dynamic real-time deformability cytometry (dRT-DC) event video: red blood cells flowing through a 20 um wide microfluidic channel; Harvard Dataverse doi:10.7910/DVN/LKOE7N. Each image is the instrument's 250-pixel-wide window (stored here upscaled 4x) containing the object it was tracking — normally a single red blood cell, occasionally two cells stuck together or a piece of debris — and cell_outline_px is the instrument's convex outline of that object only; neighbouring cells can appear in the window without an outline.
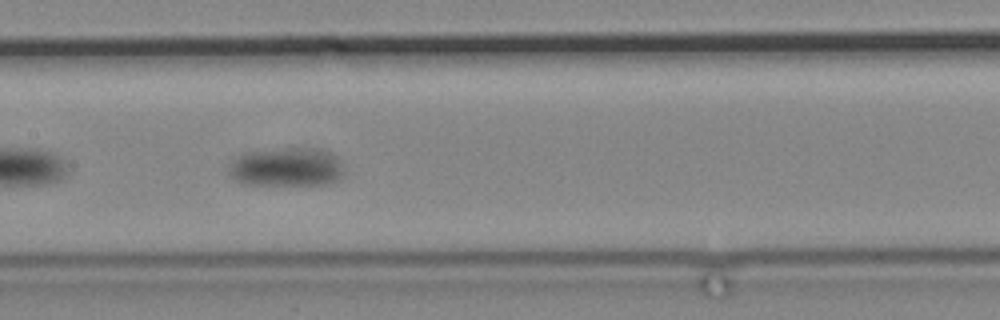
{"species": "common noctule bat (a hibernating species)", "species_latin": "Nyctalus noctula", "temperature_condition": "cold", "stored_images_in_passage": 41, "camera_frame_rate_fps": 3000, "um_per_image_px": 0.085, "animal": {"sex": "male", "body_mass_g": 19.2, "forearm_length_mm": 51.8}, "frame": {"image": 1, "passage_image": 18, "time_ms": 5.667, "image_size_px": [1000, 320], "cell_outline_px": [[344, 176], [328, 184], [244, 184], [228, 176], [228, 164], [240, 152], [288, 148], [316, 148], [328, 152], [336, 156], [340, 164]], "centroid_in_image_um": [24.28, 14.19], "position_along_channel_um": 183.1, "area_um2": 26.18}}
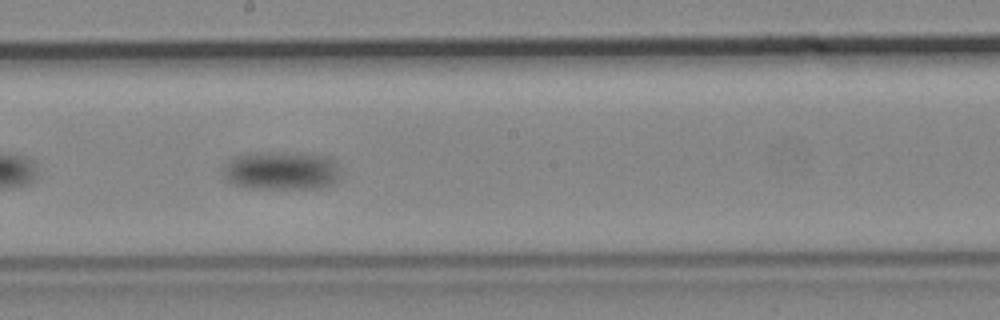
{"frame": {"image": 2, "passage_image": 23, "time_ms": 7.333, "image_size_px": [1000, 320], "cell_outline_px": [[340, 176], [332, 184], [320, 188], [248, 188], [236, 184], [228, 180], [224, 176], [224, 164], [232, 156], [252, 152], [288, 152], [332, 156], [336, 160]], "centroid_in_image_um": [23.93, 14.47], "position_along_channel_um": 224.3, "area_um2": 26.7}}